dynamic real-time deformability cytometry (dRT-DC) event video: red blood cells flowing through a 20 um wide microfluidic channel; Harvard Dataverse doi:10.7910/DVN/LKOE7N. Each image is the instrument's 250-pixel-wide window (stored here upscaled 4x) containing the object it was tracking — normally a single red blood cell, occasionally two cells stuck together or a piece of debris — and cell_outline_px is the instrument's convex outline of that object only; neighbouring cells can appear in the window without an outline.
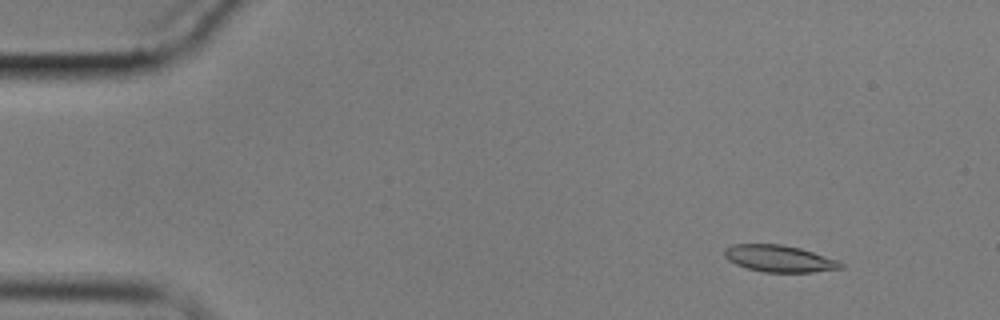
{"species": "common noctule bat (a hibernating species)", "species_latin": "Nyctalus noctula", "temperature_condition": "cold", "stored_images_in_passage": 6, "camera_frame_rate_fps": 3000, "um_per_image_px": 0.085, "animal": {"sex": "male", "body_mass_g": 17.9}, "frame": {"image": 1, "passage_image": 2, "time_ms": 1.0, "image_size_px": [1000, 320], "cell_outline_px": [[844, 268], [812, 272], [764, 272], [748, 268], [736, 264], [728, 260], [724, 256], [724, 248], [732, 244], [780, 244], [800, 248], [836, 260], [844, 264]], "centroid_in_image_um": [66.21, 21.98], "position_along_channel_um": 18.8, "area_um2": 18.03}}
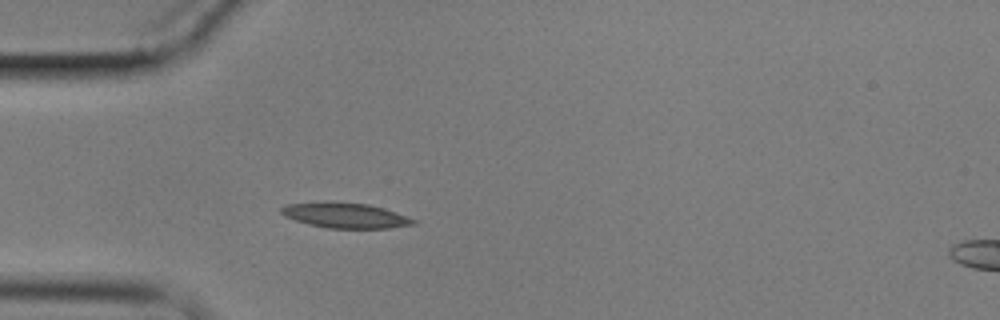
{"frame": {"image": 2, "passage_image": 5, "time_ms": 4.667, "image_size_px": [1000, 320], "cell_outline_px": [[416, 224], [388, 228], [328, 228], [308, 224], [284, 216], [280, 212], [280, 208], [284, 204], [368, 204], [384, 208], [408, 216], [416, 220]], "centroid_in_image_um": [29.41, 18.35], "position_along_channel_um": 55.6, "area_um2": 18.61}}